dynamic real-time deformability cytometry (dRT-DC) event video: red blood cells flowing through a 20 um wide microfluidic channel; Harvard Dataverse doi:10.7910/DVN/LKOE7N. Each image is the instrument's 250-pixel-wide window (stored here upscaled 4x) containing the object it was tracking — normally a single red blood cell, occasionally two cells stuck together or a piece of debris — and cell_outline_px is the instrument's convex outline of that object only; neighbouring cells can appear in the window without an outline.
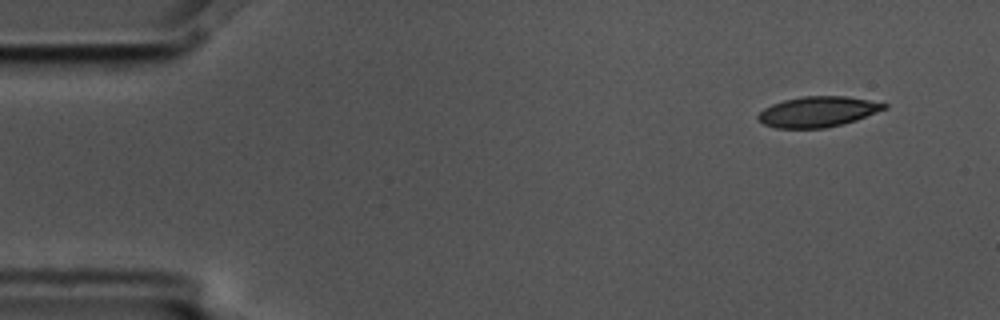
{"species": "common noctule bat (a hibernating species)", "species_latin": "Nyctalus noctula", "temperature_condition": "cold", "stored_images_in_passage": 4, "camera_frame_rate_fps": 3000, "um_per_image_px": 0.085, "animal": {"sex": "male", "body_mass_g": 17.5, "forearm_length_mm": 52.3}, "frame": {"image": 1, "passage_image": 1, "time_ms": 0.0, "image_size_px": [1000, 320], "cell_outline_px": [[888, 108], [856, 120], [844, 124], [824, 128], [776, 128], [764, 124], [756, 116], [764, 108], [772, 104], [784, 100], [804, 96], [844, 96], [868, 100], [888, 104]], "centroid_in_image_um": [69.52, 9.5], "position_along_channel_um": 15.5, "area_um2": 22.31}}
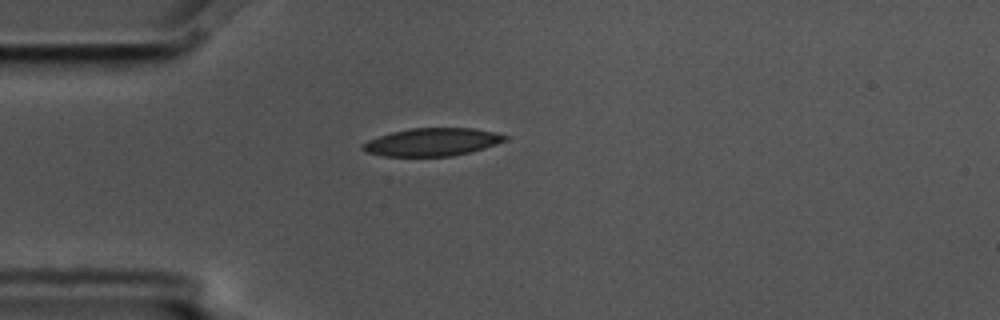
{"frame": {"image": 2, "passage_image": 4, "time_ms": 1.0, "image_size_px": [1000, 320], "cell_outline_px": [[508, 140], [484, 148], [452, 156], [384, 156], [368, 152], [360, 148], [360, 144], [368, 140], [392, 132], [412, 128], [472, 128], [496, 132], [508, 136]], "centroid_in_image_um": [36.74, 12.07], "position_along_channel_um": 48.3, "area_um2": 23.0}}